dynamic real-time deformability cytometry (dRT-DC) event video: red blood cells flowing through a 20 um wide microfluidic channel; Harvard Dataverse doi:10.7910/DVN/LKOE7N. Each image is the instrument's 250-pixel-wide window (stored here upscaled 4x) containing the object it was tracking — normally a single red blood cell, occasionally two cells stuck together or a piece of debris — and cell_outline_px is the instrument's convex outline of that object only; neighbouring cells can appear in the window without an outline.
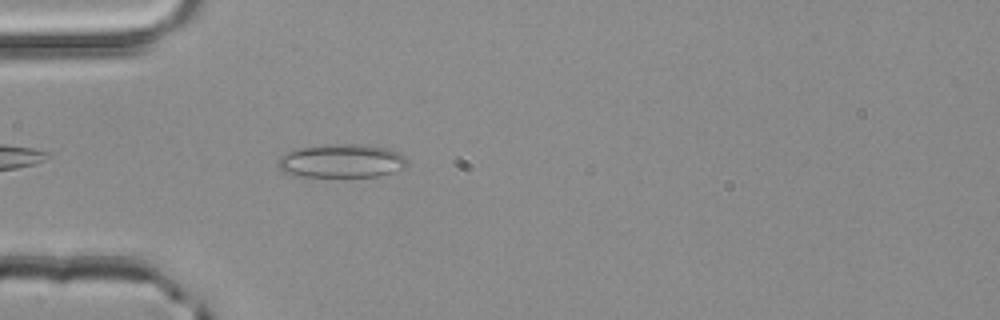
{"species": "common noctule bat (a hibernating species)", "species_latin": "Nyctalus noctula", "temperature_condition": "room temperature", "stored_images_in_passage": 39, "camera_frame_rate_fps": 3000, "um_per_image_px": 0.085, "animal": {"sex": "male", "body_mass_g": 20.4}, "frame": {"image": 1, "passage_image": 3, "time_ms": 0.667, "image_size_px": [1000, 320], "cell_outline_px": [[408, 164], [404, 168], [380, 176], [300, 176], [284, 172], [276, 164], [276, 160], [284, 152], [296, 148], [328, 144], [364, 144], [388, 148], [400, 152], [408, 160]], "centroid_in_image_um": [29.03, 13.66], "position_along_channel_um": 56.0, "area_um2": 25.61}}
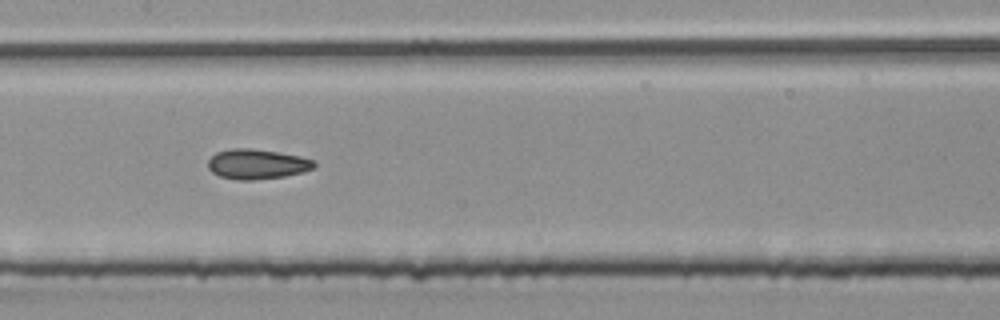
{"frame": {"image": 2, "passage_image": 13, "time_ms": 4.0, "image_size_px": [1000, 320], "cell_outline_px": [[316, 164], [312, 168], [304, 172], [284, 176], [252, 180], [236, 180], [220, 176], [212, 172], [208, 168], [208, 160], [216, 152], [232, 148], [252, 148], [300, 156], [316, 160]], "centroid_in_image_um": [21.84, 13.94], "position_along_channel_um": 185.6, "area_um2": 18.55}}
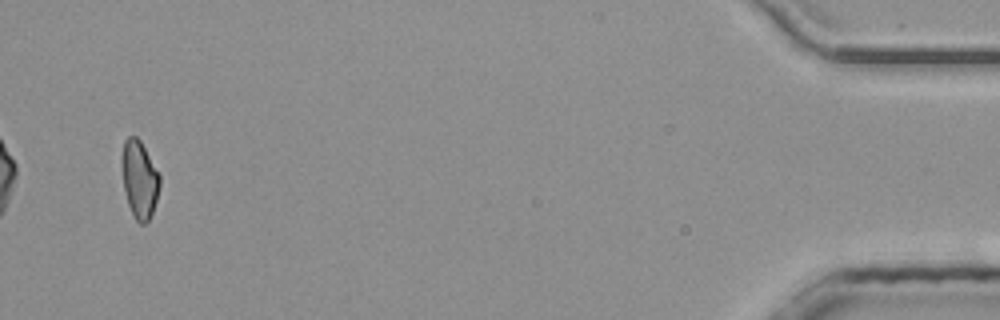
{"frame": {"image": 3, "passage_image": 37, "time_ms": 12.0, "image_size_px": [1000, 320], "cell_outline_px": [[160, 184], [156, 200], [152, 212], [148, 220], [144, 224], [140, 224], [132, 216], [128, 204], [124, 188], [124, 140], [128, 136], [136, 136], [140, 140], [160, 176]], "centroid_in_image_um": [11.88, 15.29], "position_along_channel_um": 423.3, "area_um2": 16.42}, "authors_computed_cell_mechanics": {"area_um2": 17.918, "velocity_mm_per_s": 4.0885, "shape_relaxation_time_tau1_ms": null, "shape_relaxation_time_tau2_ms": 2.9575, "deformation_change_tau1": null, "deformation_change_tau2": 0.0868}}